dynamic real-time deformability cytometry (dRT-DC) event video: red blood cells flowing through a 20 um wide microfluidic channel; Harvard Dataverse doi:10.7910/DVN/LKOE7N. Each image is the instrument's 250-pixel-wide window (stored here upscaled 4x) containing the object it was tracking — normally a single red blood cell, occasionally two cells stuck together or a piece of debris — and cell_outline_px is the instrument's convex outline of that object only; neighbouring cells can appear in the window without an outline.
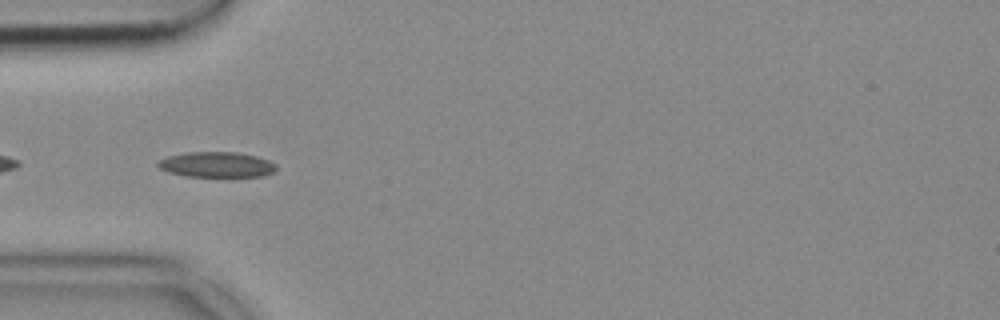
{"species": "common noctule bat (a hibernating species)", "species_latin": "Nyctalus noctula", "temperature_condition": "cold", "stored_images_in_passage": 39, "camera_frame_rate_fps": 3000, "um_per_image_px": 0.085, "animal": {"sex": "female", "body_mass_g": 18.4}, "frame": {"image": 1, "passage_image": 2, "time_ms": 0.333, "image_size_px": [1000, 320], "cell_outline_px": [[276, 168], [272, 172], [260, 176], [184, 176], [168, 172], [160, 168], [156, 164], [156, 160], [168, 156], [188, 152], [236, 152], [256, 156], [268, 160], [276, 164]], "centroid_in_image_um": [18.36, 13.98], "position_along_channel_um": 66.6, "area_um2": 17.4}}
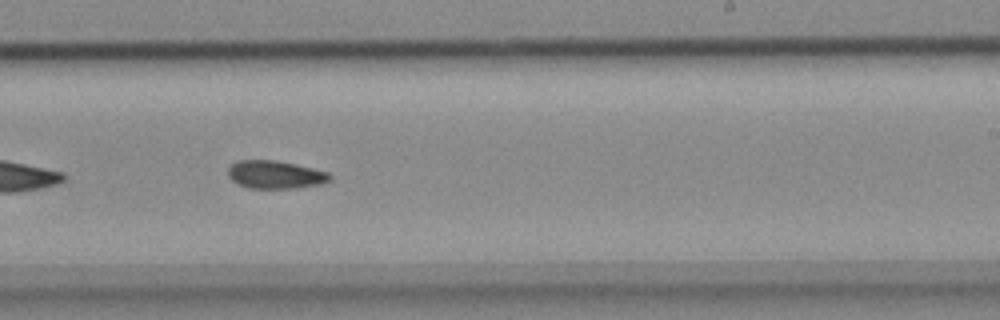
{"frame": {"image": 2, "passage_image": 18, "time_ms": 5.667, "image_size_px": [1000, 320], "cell_outline_px": [[332, 180], [320, 184], [292, 188], [248, 188], [236, 184], [228, 176], [228, 168], [236, 160], [276, 160], [296, 164], [328, 172], [332, 176]], "centroid_in_image_um": [23.38, 14.84], "position_along_channel_um": 265.6, "area_um2": 16.7}}
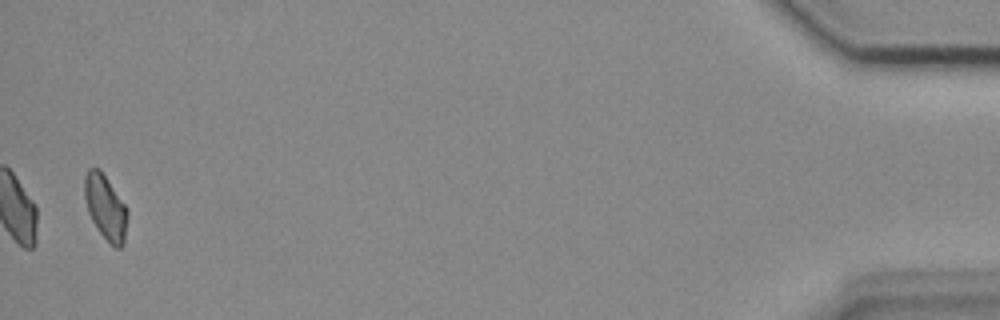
{"frame": {"image": 3, "passage_image": 38, "time_ms": 12.333, "image_size_px": [1000, 320], "cell_outline_px": [[128, 216], [124, 244], [120, 248], [116, 248], [100, 232], [92, 220], [88, 212], [84, 196], [84, 176], [88, 168], [100, 168], [124, 204], [128, 212]], "centroid_in_image_um": [8.96, 17.6], "position_along_channel_um": 426.2, "area_um2": 16.07}}